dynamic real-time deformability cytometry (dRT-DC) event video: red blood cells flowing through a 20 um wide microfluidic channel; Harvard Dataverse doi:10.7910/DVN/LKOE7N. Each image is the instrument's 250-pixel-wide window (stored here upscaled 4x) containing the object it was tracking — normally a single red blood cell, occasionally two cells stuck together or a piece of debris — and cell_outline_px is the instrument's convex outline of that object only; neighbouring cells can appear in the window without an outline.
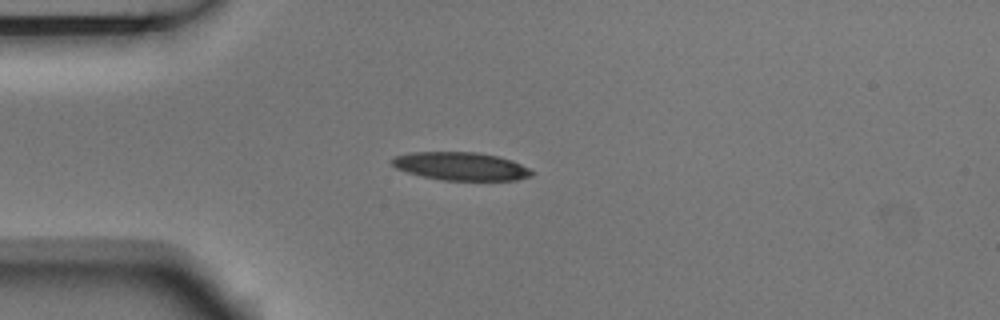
{"species": "Egyptian fruit bat (a non-hibernating species)", "species_latin": "Rousettus aegyptiacus", "temperature_condition": "room temperature", "stored_images_in_passage": 5, "camera_frame_rate_fps": 3000, "um_per_image_px": 0.085, "animal": {"sex": "male"}, "frame": {"image": 1, "passage_image": 3, "time_ms": 0.667, "image_size_px": [1000, 320], "cell_outline_px": [[532, 176], [516, 180], [440, 180], [408, 172], [396, 168], [392, 164], [392, 156], [412, 152], [476, 152], [500, 156], [512, 160], [528, 168], [532, 172]], "centroid_in_image_um": [39.17, 14.12], "position_along_channel_um": 45.8, "area_um2": 22.83}}
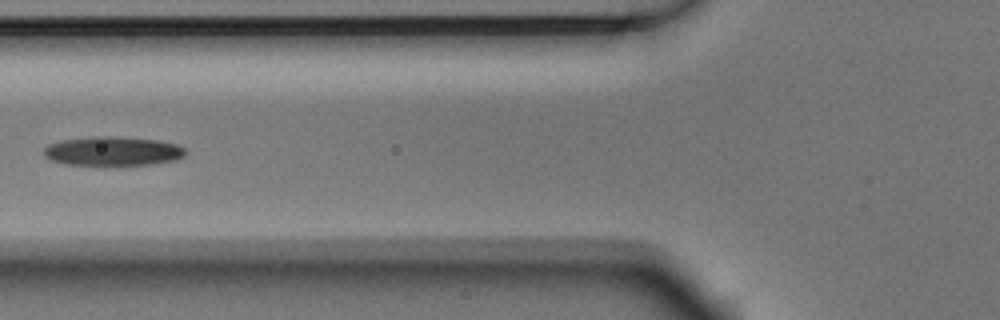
{"frame": {"image": 2, "passage_image": 5, "time_ms": 1.333, "image_size_px": [1000, 320], "cell_outline_px": [[188, 152], [184, 156], [176, 160], [148, 164], [64, 164], [52, 160], [44, 156], [44, 148], [48, 144], [64, 140], [92, 136], [116, 136], [160, 140], [176, 144], [184, 148]], "centroid_in_image_um": [9.61, 12.83], "position_along_channel_um": 116.2, "area_um2": 23.87}}